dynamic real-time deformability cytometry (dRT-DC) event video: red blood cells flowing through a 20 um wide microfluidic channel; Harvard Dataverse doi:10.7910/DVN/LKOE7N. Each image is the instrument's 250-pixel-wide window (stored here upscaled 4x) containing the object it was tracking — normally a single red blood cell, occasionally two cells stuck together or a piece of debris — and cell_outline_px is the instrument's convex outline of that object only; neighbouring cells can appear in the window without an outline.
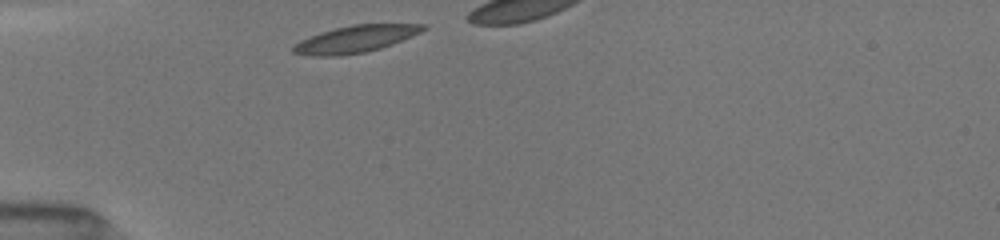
{"species": "common noctule bat (a hibernating species)", "species_latin": "Nyctalus noctula", "temperature_condition": "room temperature", "stored_images_in_passage": 14, "camera_frame_rate_fps": 3000, "um_per_image_px": 0.085, "animal": {"sex": "female", "body_mass_g": 19.5, "forearm_length_mm": 54.1}, "frame": {"image": 1, "passage_image": 1, "time_ms": 0.0, "image_size_px": [1000, 240], "cell_outline_px": [[428, 28], [420, 32], [392, 44], [380, 48], [364, 52], [340, 56], [312, 56], [292, 52], [292, 48], [300, 40], [320, 32], [352, 24], [428, 24]], "centroid_in_image_um": [30.21, 3.31], "position_along_channel_um": 54.8, "area_um2": 20.29}}
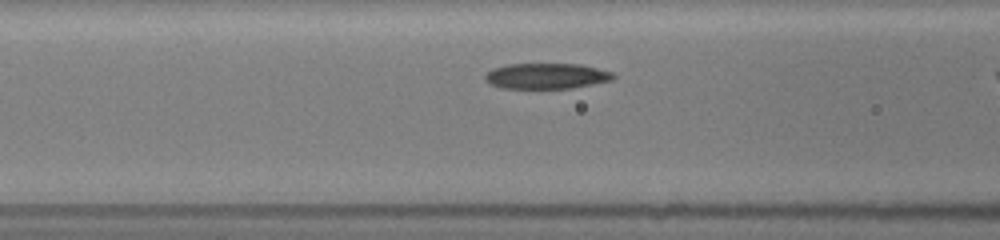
{"frame": {"image": 2, "passage_image": 7, "time_ms": 2.0, "image_size_px": [1000, 240], "cell_outline_px": [[616, 76], [612, 80], [572, 88], [500, 88], [488, 84], [484, 80], [484, 76], [492, 68], [508, 64], [580, 64], [612, 72]], "centroid_in_image_um": [46.4, 6.46], "position_along_channel_um": 120.2, "area_um2": 19.19}}
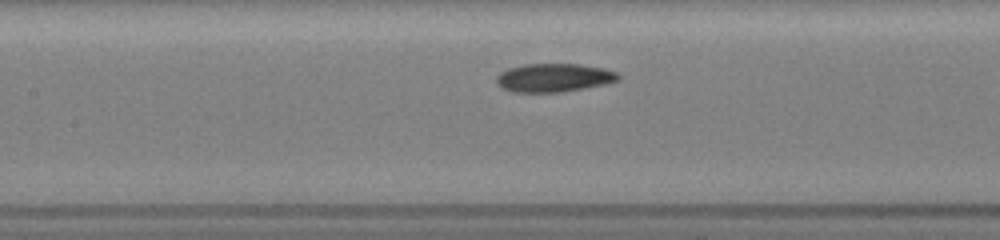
{"frame": {"image": 3, "passage_image": 10, "time_ms": 3.0, "image_size_px": [1000, 240], "cell_outline_px": [[620, 80], [604, 84], [564, 92], [512, 92], [504, 88], [496, 80], [496, 76], [500, 72], [508, 68], [524, 64], [580, 64], [604, 68], [616, 72], [620, 76]], "centroid_in_image_um": [47.1, 6.6], "position_along_channel_um": 160.3, "area_um2": 20.17}}